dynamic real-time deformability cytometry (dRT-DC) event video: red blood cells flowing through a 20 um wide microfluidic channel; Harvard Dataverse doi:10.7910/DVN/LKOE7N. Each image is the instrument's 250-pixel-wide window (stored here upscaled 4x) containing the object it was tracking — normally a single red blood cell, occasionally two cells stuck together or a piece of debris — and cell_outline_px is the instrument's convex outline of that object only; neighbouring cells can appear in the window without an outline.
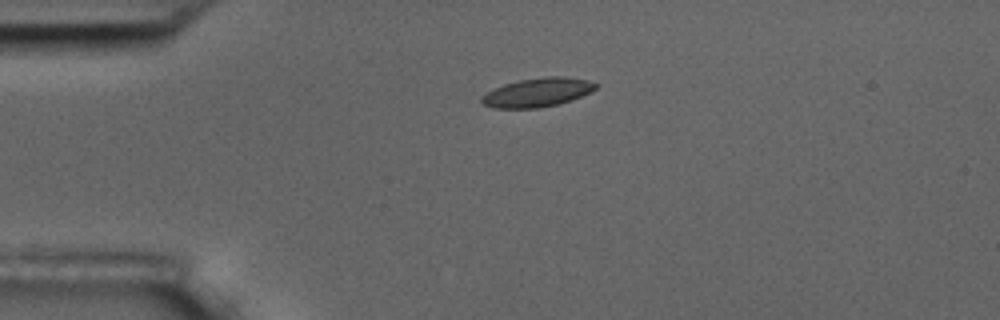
{"species": "common noctule bat (a hibernating species)", "species_latin": "Nyctalus noctula", "temperature_condition": "room temperature", "stored_images_in_passage": 2, "camera_frame_rate_fps": 3000, "um_per_image_px": 0.085, "animal": {"sex": "male", "body_mass_g": 17.5, "forearm_length_mm": 52.3}, "frame": {"image": 1, "passage_image": 1, "time_ms": 0.0, "image_size_px": [1000, 320], "cell_outline_px": [[600, 84], [596, 88], [572, 100], [556, 104], [536, 108], [492, 108], [484, 104], [480, 100], [480, 96], [504, 84], [520, 80], [544, 76], [564, 76], [588, 80]], "centroid_in_image_um": [45.68, 7.84], "position_along_channel_um": 39.3, "area_um2": 19.07}}